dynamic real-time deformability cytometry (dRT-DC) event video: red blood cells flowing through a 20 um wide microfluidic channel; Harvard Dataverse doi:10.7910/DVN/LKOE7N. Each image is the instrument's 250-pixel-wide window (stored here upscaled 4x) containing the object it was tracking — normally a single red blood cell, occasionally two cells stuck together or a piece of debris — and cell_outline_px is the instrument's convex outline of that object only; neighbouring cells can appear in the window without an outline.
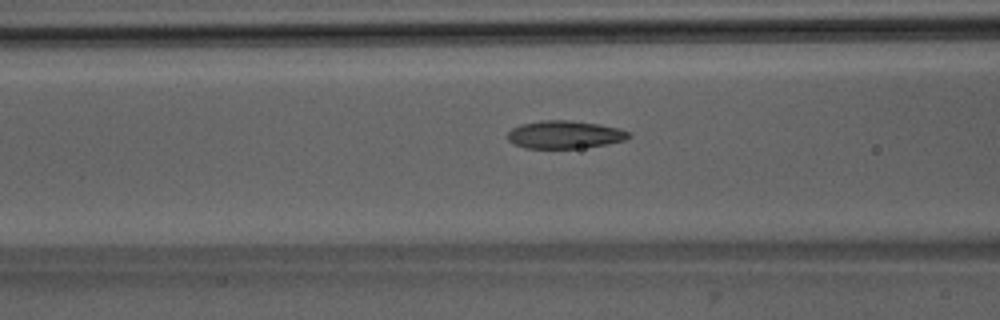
{"species": "Egyptian fruit bat (a non-hibernating species)", "species_latin": "Rousettus aegyptiacus", "temperature_condition": "room temperature", "stored_images_in_passage": 40, "camera_frame_rate_fps": 3000, "um_per_image_px": 0.085, "animal": {"sex": "male"}, "frame": {"image": 1, "passage_image": 9, "time_ms": 2.667, "image_size_px": [1000, 320], "cell_outline_px": [[632, 136], [624, 140], [608, 144], [580, 148], [524, 148], [508, 140], [508, 132], [512, 128], [520, 124], [540, 120], [568, 120], [600, 124], [620, 128], [628, 132]], "centroid_in_image_um": [48.01, 11.43], "position_along_channel_um": 118.6, "area_um2": 19.71}}
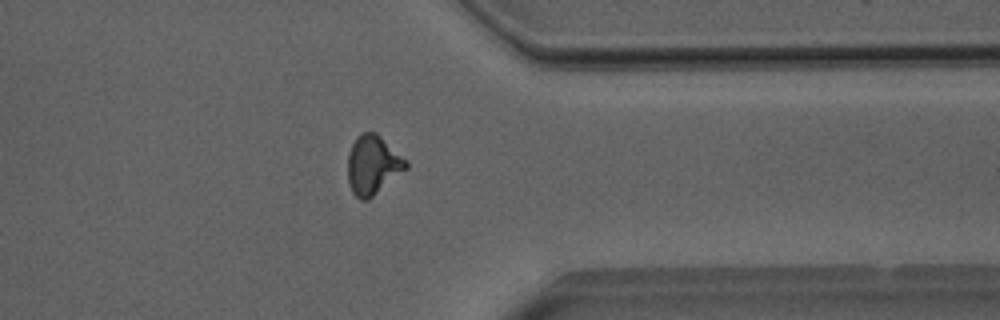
{"frame": {"image": 2, "passage_image": 29, "time_ms": 9.333, "image_size_px": [1000, 320], "cell_outline_px": [[408, 168], [368, 200], [360, 200], [352, 192], [348, 184], [348, 152], [356, 136], [360, 132], [376, 132], [408, 160]], "centroid_in_image_um": [31.69, 14.01], "position_along_channel_um": 379.7, "area_um2": 20.29}}
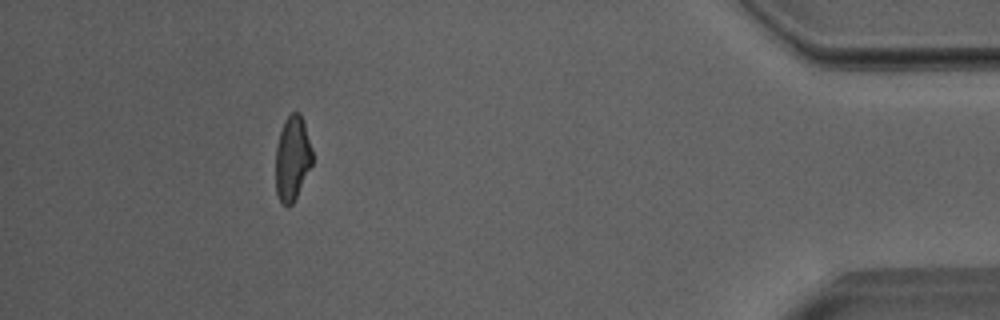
{"frame": {"image": 3, "passage_image": 35, "time_ms": 11.333, "image_size_px": [1000, 320], "cell_outline_px": [[312, 164], [292, 204], [288, 208], [280, 204], [276, 192], [276, 148], [280, 132], [284, 120], [292, 112], [300, 112], [312, 148]], "centroid_in_image_um": [24.83, 13.48], "position_along_channel_um": 410.4, "area_um2": 18.03}, "authors_computed_cell_mechanics": {"area_um2": 19.2474, "velocity_mm_per_s": 4.018, "shape_relaxation_time_tau1_ms": 6.2437, "shape_relaxation_time_tau2_ms": 2.1107, "deformation_change_tau1": 0.1776, "deformation_change_tau2": 0.0968}}